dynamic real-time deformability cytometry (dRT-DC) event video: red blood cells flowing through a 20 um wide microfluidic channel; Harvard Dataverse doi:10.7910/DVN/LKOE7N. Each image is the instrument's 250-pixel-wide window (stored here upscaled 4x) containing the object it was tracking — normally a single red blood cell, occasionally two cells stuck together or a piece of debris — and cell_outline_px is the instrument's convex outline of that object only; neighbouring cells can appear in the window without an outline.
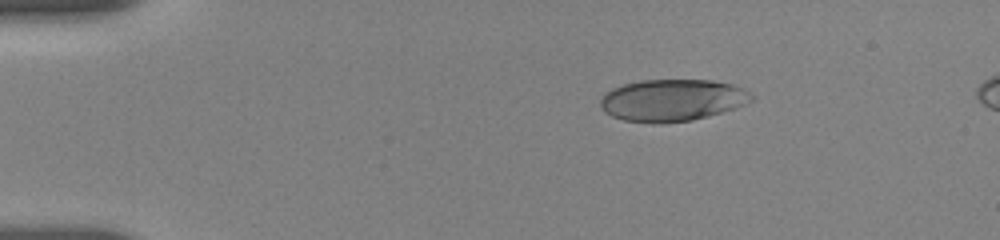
{"species": "human", "species_latin": "Homo sapiens", "temperature_condition": "room temperature", "stored_images_in_passage": 15, "camera_frame_rate_fps": 3000, "um_per_image_px": 0.085, "donor": {"sex": "female"}, "frame": {"image": 1, "passage_image": 3, "time_ms": 2.333, "image_size_px": [1000, 240], "cell_outline_px": [[752, 100], [736, 108], [708, 116], [692, 120], [660, 124], [652, 124], [624, 120], [612, 116], [604, 112], [600, 108], [600, 100], [604, 92], [612, 88], [624, 84], [640, 80], [712, 80], [732, 84], [748, 92], [752, 96]], "centroid_in_image_um": [57.08, 8.53], "position_along_channel_um": 27.9, "area_um2": 37.11}}
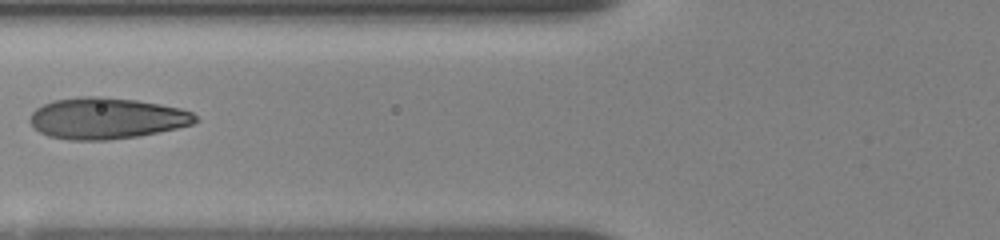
{"frame": {"image": 2, "passage_image": 12, "time_ms": 6.667, "image_size_px": [1000, 240], "cell_outline_px": [[200, 120], [192, 124], [176, 128], [140, 136], [108, 140], [68, 140], [48, 136], [40, 132], [28, 120], [32, 112], [36, 108], [44, 104], [56, 100], [80, 96], [104, 96], [136, 100], [160, 104], [180, 108], [192, 112]], "centroid_in_image_um": [9.06, 10.05], "position_along_channel_um": 116.7, "area_um2": 39.88}}
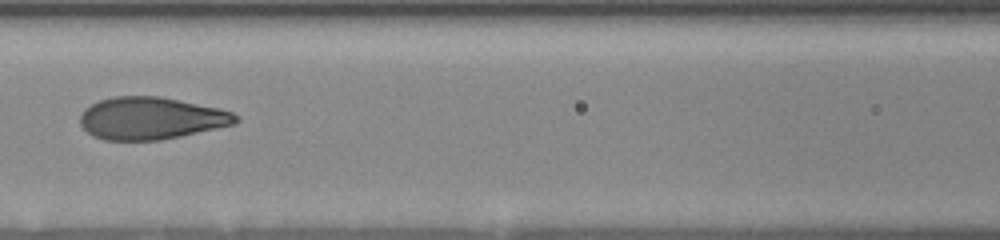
{"frame": {"image": 3, "passage_image": 14, "time_ms": 7.667, "image_size_px": [1000, 240], "cell_outline_px": [[240, 120], [236, 124], [180, 136], [160, 140], [104, 140], [92, 136], [80, 124], [80, 112], [84, 108], [100, 100], [112, 96], [160, 96], [216, 108], [232, 112]], "centroid_in_image_um": [12.79, 10.05], "position_along_channel_um": 153.8, "area_um2": 38.26}}